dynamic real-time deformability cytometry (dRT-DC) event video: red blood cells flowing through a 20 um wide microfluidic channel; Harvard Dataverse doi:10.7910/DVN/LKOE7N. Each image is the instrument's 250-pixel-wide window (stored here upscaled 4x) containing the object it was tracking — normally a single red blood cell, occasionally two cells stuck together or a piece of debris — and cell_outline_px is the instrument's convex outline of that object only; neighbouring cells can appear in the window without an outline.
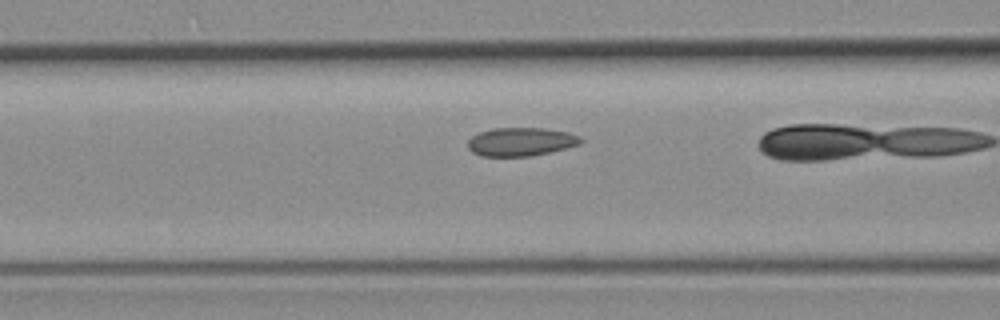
{"species": "common noctule bat (a hibernating species)", "species_latin": "Nyctalus noctula", "temperature_condition": "room temperature", "stored_images_in_passage": 25, "camera_frame_rate_fps": 3000, "um_per_image_px": 0.085, "animal": {"sex": "female", "body_mass_g": 19.3, "forearm_length_mm": 54.1}, "frame": {"image": 1, "passage_image": 17, "time_ms": 5.333, "image_size_px": [1000, 320], "cell_outline_px": [[584, 140], [580, 144], [532, 156], [480, 156], [472, 152], [468, 148], [468, 140], [472, 136], [480, 132], [492, 128], [544, 128], [568, 132], [580, 136]], "centroid_in_image_um": [44.26, 12.04], "position_along_channel_um": 122.3, "area_um2": 18.73}}
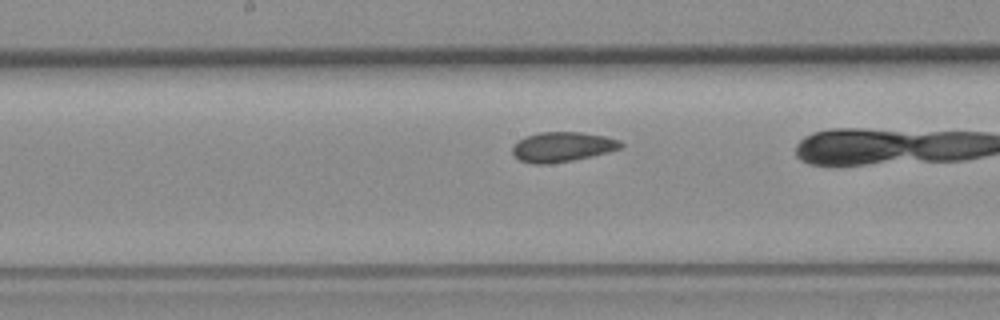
{"frame": {"image": 2, "passage_image": 23, "time_ms": 7.333, "image_size_px": [1000, 320], "cell_outline_px": [[624, 144], [620, 148], [608, 152], [592, 156], [572, 160], [544, 164], [536, 164], [520, 160], [512, 152], [512, 144], [516, 140], [524, 136], [540, 132], [580, 132], [604, 136], [620, 140]], "centroid_in_image_um": [47.77, 12.47], "position_along_channel_um": 200.4, "area_um2": 18.84}}